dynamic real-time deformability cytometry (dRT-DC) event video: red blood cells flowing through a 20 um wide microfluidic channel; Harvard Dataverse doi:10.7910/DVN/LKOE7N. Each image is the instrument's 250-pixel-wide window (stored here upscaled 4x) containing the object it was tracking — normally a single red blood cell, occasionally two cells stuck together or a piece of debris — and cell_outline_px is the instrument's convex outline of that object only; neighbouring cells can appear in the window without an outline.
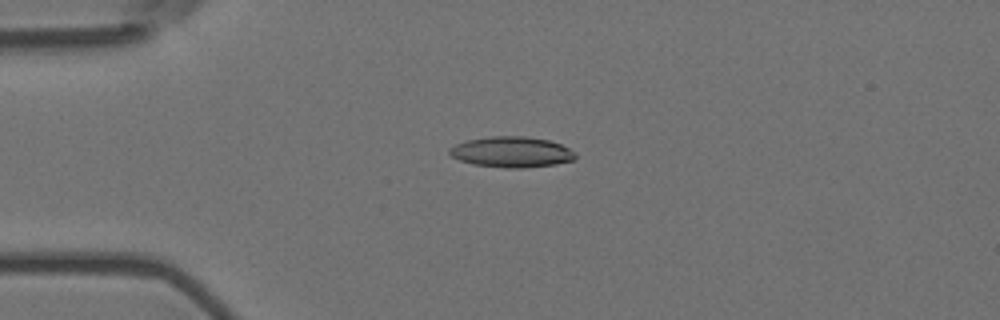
{"species": "Egyptian fruit bat (a non-hibernating species)", "species_latin": "Rousettus aegyptiacus", "temperature_condition": "room temperature", "stored_images_in_passage": 5, "camera_frame_rate_fps": 3000, "um_per_image_px": 0.085, "animal": {"sex": "female"}, "frame": {"image": 1, "passage_image": 4, "time_ms": 1.0, "image_size_px": [1000, 320], "cell_outline_px": [[576, 160], [556, 164], [524, 168], [504, 168], [472, 164], [460, 160], [452, 156], [448, 152], [448, 148], [456, 144], [468, 140], [492, 136], [524, 136], [548, 140], [560, 144], [576, 152]], "centroid_in_image_um": [43.5, 12.93], "position_along_channel_um": 41.5, "area_um2": 22.6}}